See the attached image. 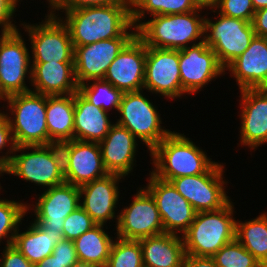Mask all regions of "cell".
<instances>
[{
    "mask_svg": "<svg viewBox=\"0 0 267 267\" xmlns=\"http://www.w3.org/2000/svg\"><path fill=\"white\" fill-rule=\"evenodd\" d=\"M63 15L65 17L61 15L59 18L67 26L73 46L111 38H133L136 35L130 0L105 6L81 7L66 11Z\"/></svg>",
    "mask_w": 267,
    "mask_h": 267,
    "instance_id": "cell-1",
    "label": "cell"
},
{
    "mask_svg": "<svg viewBox=\"0 0 267 267\" xmlns=\"http://www.w3.org/2000/svg\"><path fill=\"white\" fill-rule=\"evenodd\" d=\"M184 133L172 131L149 154L155 177L170 181L205 173L216 161Z\"/></svg>",
    "mask_w": 267,
    "mask_h": 267,
    "instance_id": "cell-2",
    "label": "cell"
},
{
    "mask_svg": "<svg viewBox=\"0 0 267 267\" xmlns=\"http://www.w3.org/2000/svg\"><path fill=\"white\" fill-rule=\"evenodd\" d=\"M201 13L202 10L197 9L184 14L151 16L136 28V35L147 47L153 48L180 50L198 44L204 41L207 15L201 16Z\"/></svg>",
    "mask_w": 267,
    "mask_h": 267,
    "instance_id": "cell-3",
    "label": "cell"
},
{
    "mask_svg": "<svg viewBox=\"0 0 267 267\" xmlns=\"http://www.w3.org/2000/svg\"><path fill=\"white\" fill-rule=\"evenodd\" d=\"M6 116L16 146L46 145L50 138L47 129V95L26 92L11 95L4 100ZM9 113H8V112Z\"/></svg>",
    "mask_w": 267,
    "mask_h": 267,
    "instance_id": "cell-4",
    "label": "cell"
},
{
    "mask_svg": "<svg viewBox=\"0 0 267 267\" xmlns=\"http://www.w3.org/2000/svg\"><path fill=\"white\" fill-rule=\"evenodd\" d=\"M234 206L230 201L222 209L197 212L189 229L182 235L185 253L212 257L223 246L233 241L236 232Z\"/></svg>",
    "mask_w": 267,
    "mask_h": 267,
    "instance_id": "cell-5",
    "label": "cell"
},
{
    "mask_svg": "<svg viewBox=\"0 0 267 267\" xmlns=\"http://www.w3.org/2000/svg\"><path fill=\"white\" fill-rule=\"evenodd\" d=\"M143 91L123 94L116 112L120 115L115 123L127 128L141 144H145L150 153L172 131L162 126L158 107L153 105Z\"/></svg>",
    "mask_w": 267,
    "mask_h": 267,
    "instance_id": "cell-6",
    "label": "cell"
},
{
    "mask_svg": "<svg viewBox=\"0 0 267 267\" xmlns=\"http://www.w3.org/2000/svg\"><path fill=\"white\" fill-rule=\"evenodd\" d=\"M211 12L217 16L212 17L215 21L205 17L204 41L225 69L249 47L255 31L251 22L223 16L215 9Z\"/></svg>",
    "mask_w": 267,
    "mask_h": 267,
    "instance_id": "cell-7",
    "label": "cell"
},
{
    "mask_svg": "<svg viewBox=\"0 0 267 267\" xmlns=\"http://www.w3.org/2000/svg\"><path fill=\"white\" fill-rule=\"evenodd\" d=\"M224 165L222 162H215L203 174L182 176L169 182L196 212L216 211L232 200L226 191L229 182L224 178Z\"/></svg>",
    "mask_w": 267,
    "mask_h": 267,
    "instance_id": "cell-8",
    "label": "cell"
},
{
    "mask_svg": "<svg viewBox=\"0 0 267 267\" xmlns=\"http://www.w3.org/2000/svg\"><path fill=\"white\" fill-rule=\"evenodd\" d=\"M44 19L38 24H19L31 41V62H74V46L67 26L53 15L45 14Z\"/></svg>",
    "mask_w": 267,
    "mask_h": 267,
    "instance_id": "cell-9",
    "label": "cell"
},
{
    "mask_svg": "<svg viewBox=\"0 0 267 267\" xmlns=\"http://www.w3.org/2000/svg\"><path fill=\"white\" fill-rule=\"evenodd\" d=\"M24 39L20 30L0 35V102L31 91L25 81L31 85V55Z\"/></svg>",
    "mask_w": 267,
    "mask_h": 267,
    "instance_id": "cell-10",
    "label": "cell"
},
{
    "mask_svg": "<svg viewBox=\"0 0 267 267\" xmlns=\"http://www.w3.org/2000/svg\"><path fill=\"white\" fill-rule=\"evenodd\" d=\"M136 191L132 203L118 211L115 236L124 240L138 241L165 233L152 195L141 186Z\"/></svg>",
    "mask_w": 267,
    "mask_h": 267,
    "instance_id": "cell-11",
    "label": "cell"
},
{
    "mask_svg": "<svg viewBox=\"0 0 267 267\" xmlns=\"http://www.w3.org/2000/svg\"><path fill=\"white\" fill-rule=\"evenodd\" d=\"M144 90L167 101L187 95L182 90L179 50L146 46Z\"/></svg>",
    "mask_w": 267,
    "mask_h": 267,
    "instance_id": "cell-12",
    "label": "cell"
},
{
    "mask_svg": "<svg viewBox=\"0 0 267 267\" xmlns=\"http://www.w3.org/2000/svg\"><path fill=\"white\" fill-rule=\"evenodd\" d=\"M5 171L6 175L11 174L26 183L29 181L34 186L45 187L43 190L65 183L46 145L16 146Z\"/></svg>",
    "mask_w": 267,
    "mask_h": 267,
    "instance_id": "cell-13",
    "label": "cell"
},
{
    "mask_svg": "<svg viewBox=\"0 0 267 267\" xmlns=\"http://www.w3.org/2000/svg\"><path fill=\"white\" fill-rule=\"evenodd\" d=\"M147 181L144 188L156 202L164 232L182 236L197 212L170 182L155 177L151 172Z\"/></svg>",
    "mask_w": 267,
    "mask_h": 267,
    "instance_id": "cell-14",
    "label": "cell"
},
{
    "mask_svg": "<svg viewBox=\"0 0 267 267\" xmlns=\"http://www.w3.org/2000/svg\"><path fill=\"white\" fill-rule=\"evenodd\" d=\"M36 198L32 201L35 204H27V211L34 213L36 224L52 232H62L65 218L80 206L79 187L66 182L44 190Z\"/></svg>",
    "mask_w": 267,
    "mask_h": 267,
    "instance_id": "cell-15",
    "label": "cell"
},
{
    "mask_svg": "<svg viewBox=\"0 0 267 267\" xmlns=\"http://www.w3.org/2000/svg\"><path fill=\"white\" fill-rule=\"evenodd\" d=\"M179 69L182 90L187 95L199 93L209 82L225 74L216 54L205 41L179 50Z\"/></svg>",
    "mask_w": 267,
    "mask_h": 267,
    "instance_id": "cell-16",
    "label": "cell"
},
{
    "mask_svg": "<svg viewBox=\"0 0 267 267\" xmlns=\"http://www.w3.org/2000/svg\"><path fill=\"white\" fill-rule=\"evenodd\" d=\"M146 45L135 35L109 65L103 78L123 93L144 89Z\"/></svg>",
    "mask_w": 267,
    "mask_h": 267,
    "instance_id": "cell-17",
    "label": "cell"
},
{
    "mask_svg": "<svg viewBox=\"0 0 267 267\" xmlns=\"http://www.w3.org/2000/svg\"><path fill=\"white\" fill-rule=\"evenodd\" d=\"M121 179L125 180V177L118 174H108L79 187L80 206L96 224L105 225L106 229H108L106 224L110 220L113 222V219L116 220L115 226L118 222L119 215L117 214L119 212L116 209L120 201L119 182L122 181Z\"/></svg>",
    "mask_w": 267,
    "mask_h": 267,
    "instance_id": "cell-18",
    "label": "cell"
},
{
    "mask_svg": "<svg viewBox=\"0 0 267 267\" xmlns=\"http://www.w3.org/2000/svg\"><path fill=\"white\" fill-rule=\"evenodd\" d=\"M132 38H111L74 46L75 78L79 85L103 79L109 65Z\"/></svg>",
    "mask_w": 267,
    "mask_h": 267,
    "instance_id": "cell-19",
    "label": "cell"
},
{
    "mask_svg": "<svg viewBox=\"0 0 267 267\" xmlns=\"http://www.w3.org/2000/svg\"><path fill=\"white\" fill-rule=\"evenodd\" d=\"M240 144L250 150L267 143V88L240 90Z\"/></svg>",
    "mask_w": 267,
    "mask_h": 267,
    "instance_id": "cell-20",
    "label": "cell"
},
{
    "mask_svg": "<svg viewBox=\"0 0 267 267\" xmlns=\"http://www.w3.org/2000/svg\"><path fill=\"white\" fill-rule=\"evenodd\" d=\"M239 90L267 88V38L254 36L249 47L226 68Z\"/></svg>",
    "mask_w": 267,
    "mask_h": 267,
    "instance_id": "cell-21",
    "label": "cell"
},
{
    "mask_svg": "<svg viewBox=\"0 0 267 267\" xmlns=\"http://www.w3.org/2000/svg\"><path fill=\"white\" fill-rule=\"evenodd\" d=\"M140 142L127 128L114 123L99 143L104 166L109 174L123 177L133 172Z\"/></svg>",
    "mask_w": 267,
    "mask_h": 267,
    "instance_id": "cell-22",
    "label": "cell"
},
{
    "mask_svg": "<svg viewBox=\"0 0 267 267\" xmlns=\"http://www.w3.org/2000/svg\"><path fill=\"white\" fill-rule=\"evenodd\" d=\"M32 92L47 95H70L78 91L74 62H31Z\"/></svg>",
    "mask_w": 267,
    "mask_h": 267,
    "instance_id": "cell-23",
    "label": "cell"
},
{
    "mask_svg": "<svg viewBox=\"0 0 267 267\" xmlns=\"http://www.w3.org/2000/svg\"><path fill=\"white\" fill-rule=\"evenodd\" d=\"M108 174L99 143L72 139L69 173L64 177L66 183L80 187Z\"/></svg>",
    "mask_w": 267,
    "mask_h": 267,
    "instance_id": "cell-24",
    "label": "cell"
},
{
    "mask_svg": "<svg viewBox=\"0 0 267 267\" xmlns=\"http://www.w3.org/2000/svg\"><path fill=\"white\" fill-rule=\"evenodd\" d=\"M110 113L90 103L79 91L74 93V139L100 143L115 123Z\"/></svg>",
    "mask_w": 267,
    "mask_h": 267,
    "instance_id": "cell-25",
    "label": "cell"
},
{
    "mask_svg": "<svg viewBox=\"0 0 267 267\" xmlns=\"http://www.w3.org/2000/svg\"><path fill=\"white\" fill-rule=\"evenodd\" d=\"M138 241L144 267H184L186 253L182 236L162 233Z\"/></svg>",
    "mask_w": 267,
    "mask_h": 267,
    "instance_id": "cell-26",
    "label": "cell"
},
{
    "mask_svg": "<svg viewBox=\"0 0 267 267\" xmlns=\"http://www.w3.org/2000/svg\"><path fill=\"white\" fill-rule=\"evenodd\" d=\"M31 222L24 232H21L22 230L18 228L12 245H14L30 263L35 264L51 255L54 247L63 237L62 232H52L50 229H42L34 221L31 220Z\"/></svg>",
    "mask_w": 267,
    "mask_h": 267,
    "instance_id": "cell-27",
    "label": "cell"
},
{
    "mask_svg": "<svg viewBox=\"0 0 267 267\" xmlns=\"http://www.w3.org/2000/svg\"><path fill=\"white\" fill-rule=\"evenodd\" d=\"M46 115L50 140L74 139V94L47 96Z\"/></svg>",
    "mask_w": 267,
    "mask_h": 267,
    "instance_id": "cell-28",
    "label": "cell"
},
{
    "mask_svg": "<svg viewBox=\"0 0 267 267\" xmlns=\"http://www.w3.org/2000/svg\"><path fill=\"white\" fill-rule=\"evenodd\" d=\"M105 225L96 224L84 234L75 239L74 246L78 261L94 264L98 267H105L110 256L114 242L108 232H105Z\"/></svg>",
    "mask_w": 267,
    "mask_h": 267,
    "instance_id": "cell-29",
    "label": "cell"
},
{
    "mask_svg": "<svg viewBox=\"0 0 267 267\" xmlns=\"http://www.w3.org/2000/svg\"><path fill=\"white\" fill-rule=\"evenodd\" d=\"M235 238L263 267H267V212L244 222L236 220Z\"/></svg>",
    "mask_w": 267,
    "mask_h": 267,
    "instance_id": "cell-30",
    "label": "cell"
},
{
    "mask_svg": "<svg viewBox=\"0 0 267 267\" xmlns=\"http://www.w3.org/2000/svg\"><path fill=\"white\" fill-rule=\"evenodd\" d=\"M132 24L137 28L146 15L184 14L197 8L191 0H130Z\"/></svg>",
    "mask_w": 267,
    "mask_h": 267,
    "instance_id": "cell-31",
    "label": "cell"
},
{
    "mask_svg": "<svg viewBox=\"0 0 267 267\" xmlns=\"http://www.w3.org/2000/svg\"><path fill=\"white\" fill-rule=\"evenodd\" d=\"M78 91L93 105L110 112L118 111L123 92L104 79L91 80L79 85Z\"/></svg>",
    "mask_w": 267,
    "mask_h": 267,
    "instance_id": "cell-32",
    "label": "cell"
},
{
    "mask_svg": "<svg viewBox=\"0 0 267 267\" xmlns=\"http://www.w3.org/2000/svg\"><path fill=\"white\" fill-rule=\"evenodd\" d=\"M27 204L29 203L0 198V244L5 240V246L13 244L14 236L28 214Z\"/></svg>",
    "mask_w": 267,
    "mask_h": 267,
    "instance_id": "cell-33",
    "label": "cell"
},
{
    "mask_svg": "<svg viewBox=\"0 0 267 267\" xmlns=\"http://www.w3.org/2000/svg\"><path fill=\"white\" fill-rule=\"evenodd\" d=\"M105 267H144L140 242L116 237Z\"/></svg>",
    "mask_w": 267,
    "mask_h": 267,
    "instance_id": "cell-34",
    "label": "cell"
},
{
    "mask_svg": "<svg viewBox=\"0 0 267 267\" xmlns=\"http://www.w3.org/2000/svg\"><path fill=\"white\" fill-rule=\"evenodd\" d=\"M212 258L217 267H263L236 238L223 246Z\"/></svg>",
    "mask_w": 267,
    "mask_h": 267,
    "instance_id": "cell-35",
    "label": "cell"
},
{
    "mask_svg": "<svg viewBox=\"0 0 267 267\" xmlns=\"http://www.w3.org/2000/svg\"><path fill=\"white\" fill-rule=\"evenodd\" d=\"M95 225L92 217L79 206L65 218L62 237L74 241Z\"/></svg>",
    "mask_w": 267,
    "mask_h": 267,
    "instance_id": "cell-36",
    "label": "cell"
},
{
    "mask_svg": "<svg viewBox=\"0 0 267 267\" xmlns=\"http://www.w3.org/2000/svg\"><path fill=\"white\" fill-rule=\"evenodd\" d=\"M215 10L223 16L252 22L255 9L252 0H218Z\"/></svg>",
    "mask_w": 267,
    "mask_h": 267,
    "instance_id": "cell-37",
    "label": "cell"
},
{
    "mask_svg": "<svg viewBox=\"0 0 267 267\" xmlns=\"http://www.w3.org/2000/svg\"><path fill=\"white\" fill-rule=\"evenodd\" d=\"M46 146L59 173L65 177L69 173L72 140H50Z\"/></svg>",
    "mask_w": 267,
    "mask_h": 267,
    "instance_id": "cell-38",
    "label": "cell"
},
{
    "mask_svg": "<svg viewBox=\"0 0 267 267\" xmlns=\"http://www.w3.org/2000/svg\"><path fill=\"white\" fill-rule=\"evenodd\" d=\"M5 149L6 152H2V150L4 151ZM15 149H16V144L13 138L8 118L5 112L0 110V153H2V155H0V164L5 169L8 166L10 159L12 157L11 154L14 153Z\"/></svg>",
    "mask_w": 267,
    "mask_h": 267,
    "instance_id": "cell-39",
    "label": "cell"
},
{
    "mask_svg": "<svg viewBox=\"0 0 267 267\" xmlns=\"http://www.w3.org/2000/svg\"><path fill=\"white\" fill-rule=\"evenodd\" d=\"M17 10V6L13 3L12 0H0V32L1 34L12 33L18 30V26L15 25L14 15L16 17L15 12ZM14 22V23H13Z\"/></svg>",
    "mask_w": 267,
    "mask_h": 267,
    "instance_id": "cell-40",
    "label": "cell"
},
{
    "mask_svg": "<svg viewBox=\"0 0 267 267\" xmlns=\"http://www.w3.org/2000/svg\"><path fill=\"white\" fill-rule=\"evenodd\" d=\"M0 254V267H34L14 245L4 246Z\"/></svg>",
    "mask_w": 267,
    "mask_h": 267,
    "instance_id": "cell-41",
    "label": "cell"
},
{
    "mask_svg": "<svg viewBox=\"0 0 267 267\" xmlns=\"http://www.w3.org/2000/svg\"><path fill=\"white\" fill-rule=\"evenodd\" d=\"M56 259L63 265L71 267L78 261L74 242L72 240L62 238L54 247L52 252Z\"/></svg>",
    "mask_w": 267,
    "mask_h": 267,
    "instance_id": "cell-42",
    "label": "cell"
},
{
    "mask_svg": "<svg viewBox=\"0 0 267 267\" xmlns=\"http://www.w3.org/2000/svg\"><path fill=\"white\" fill-rule=\"evenodd\" d=\"M119 1L120 0H58L53 16L59 17L63 14V12L78 9L81 7L105 6V5L117 3ZM59 11L62 12L60 13V15H59Z\"/></svg>",
    "mask_w": 267,
    "mask_h": 267,
    "instance_id": "cell-43",
    "label": "cell"
},
{
    "mask_svg": "<svg viewBox=\"0 0 267 267\" xmlns=\"http://www.w3.org/2000/svg\"><path fill=\"white\" fill-rule=\"evenodd\" d=\"M251 23L256 36L267 38V7L255 11Z\"/></svg>",
    "mask_w": 267,
    "mask_h": 267,
    "instance_id": "cell-44",
    "label": "cell"
},
{
    "mask_svg": "<svg viewBox=\"0 0 267 267\" xmlns=\"http://www.w3.org/2000/svg\"><path fill=\"white\" fill-rule=\"evenodd\" d=\"M184 267H217L212 257L186 254Z\"/></svg>",
    "mask_w": 267,
    "mask_h": 267,
    "instance_id": "cell-45",
    "label": "cell"
},
{
    "mask_svg": "<svg viewBox=\"0 0 267 267\" xmlns=\"http://www.w3.org/2000/svg\"><path fill=\"white\" fill-rule=\"evenodd\" d=\"M34 267H67V265L61 264L57 259L56 256L53 254L47 256L42 261L35 263Z\"/></svg>",
    "mask_w": 267,
    "mask_h": 267,
    "instance_id": "cell-46",
    "label": "cell"
},
{
    "mask_svg": "<svg viewBox=\"0 0 267 267\" xmlns=\"http://www.w3.org/2000/svg\"><path fill=\"white\" fill-rule=\"evenodd\" d=\"M197 9L204 10L210 9L214 10L217 6L218 0H191Z\"/></svg>",
    "mask_w": 267,
    "mask_h": 267,
    "instance_id": "cell-47",
    "label": "cell"
},
{
    "mask_svg": "<svg viewBox=\"0 0 267 267\" xmlns=\"http://www.w3.org/2000/svg\"><path fill=\"white\" fill-rule=\"evenodd\" d=\"M12 1L17 7H19L18 5H20L21 4L20 2H22L23 0H12ZM46 1L48 2V8H49L47 15H53L55 12V7L57 5L58 0H46Z\"/></svg>",
    "mask_w": 267,
    "mask_h": 267,
    "instance_id": "cell-48",
    "label": "cell"
},
{
    "mask_svg": "<svg viewBox=\"0 0 267 267\" xmlns=\"http://www.w3.org/2000/svg\"><path fill=\"white\" fill-rule=\"evenodd\" d=\"M255 11L267 7V0H252Z\"/></svg>",
    "mask_w": 267,
    "mask_h": 267,
    "instance_id": "cell-49",
    "label": "cell"
},
{
    "mask_svg": "<svg viewBox=\"0 0 267 267\" xmlns=\"http://www.w3.org/2000/svg\"><path fill=\"white\" fill-rule=\"evenodd\" d=\"M71 267H98V266L87 262L77 261Z\"/></svg>",
    "mask_w": 267,
    "mask_h": 267,
    "instance_id": "cell-50",
    "label": "cell"
},
{
    "mask_svg": "<svg viewBox=\"0 0 267 267\" xmlns=\"http://www.w3.org/2000/svg\"><path fill=\"white\" fill-rule=\"evenodd\" d=\"M6 174L5 168L0 164V177ZM2 186L0 184V193H1Z\"/></svg>",
    "mask_w": 267,
    "mask_h": 267,
    "instance_id": "cell-51",
    "label": "cell"
}]
</instances>
